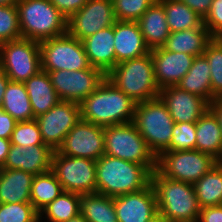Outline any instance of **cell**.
Segmentation results:
<instances>
[{
  "mask_svg": "<svg viewBox=\"0 0 222 222\" xmlns=\"http://www.w3.org/2000/svg\"><path fill=\"white\" fill-rule=\"evenodd\" d=\"M136 102L107 78L80 103L81 119L107 127L133 122Z\"/></svg>",
  "mask_w": 222,
  "mask_h": 222,
  "instance_id": "cell-1",
  "label": "cell"
},
{
  "mask_svg": "<svg viewBox=\"0 0 222 222\" xmlns=\"http://www.w3.org/2000/svg\"><path fill=\"white\" fill-rule=\"evenodd\" d=\"M151 176L145 165L104 154L96 161V193L116 197L138 192L151 184Z\"/></svg>",
  "mask_w": 222,
  "mask_h": 222,
  "instance_id": "cell-2",
  "label": "cell"
},
{
  "mask_svg": "<svg viewBox=\"0 0 222 222\" xmlns=\"http://www.w3.org/2000/svg\"><path fill=\"white\" fill-rule=\"evenodd\" d=\"M158 212L170 222H197L200 212L194 186L163 176L157 169L152 172Z\"/></svg>",
  "mask_w": 222,
  "mask_h": 222,
  "instance_id": "cell-3",
  "label": "cell"
},
{
  "mask_svg": "<svg viewBox=\"0 0 222 222\" xmlns=\"http://www.w3.org/2000/svg\"><path fill=\"white\" fill-rule=\"evenodd\" d=\"M106 78L136 103L159 97L151 50L141 57L117 64Z\"/></svg>",
  "mask_w": 222,
  "mask_h": 222,
  "instance_id": "cell-4",
  "label": "cell"
},
{
  "mask_svg": "<svg viewBox=\"0 0 222 222\" xmlns=\"http://www.w3.org/2000/svg\"><path fill=\"white\" fill-rule=\"evenodd\" d=\"M22 38L42 42L67 33V18L49 0L16 4Z\"/></svg>",
  "mask_w": 222,
  "mask_h": 222,
  "instance_id": "cell-5",
  "label": "cell"
},
{
  "mask_svg": "<svg viewBox=\"0 0 222 222\" xmlns=\"http://www.w3.org/2000/svg\"><path fill=\"white\" fill-rule=\"evenodd\" d=\"M133 123L157 158L169 151L175 122L160 97L137 103Z\"/></svg>",
  "mask_w": 222,
  "mask_h": 222,
  "instance_id": "cell-6",
  "label": "cell"
},
{
  "mask_svg": "<svg viewBox=\"0 0 222 222\" xmlns=\"http://www.w3.org/2000/svg\"><path fill=\"white\" fill-rule=\"evenodd\" d=\"M104 144V154L157 169V157L133 122L104 127Z\"/></svg>",
  "mask_w": 222,
  "mask_h": 222,
  "instance_id": "cell-7",
  "label": "cell"
},
{
  "mask_svg": "<svg viewBox=\"0 0 222 222\" xmlns=\"http://www.w3.org/2000/svg\"><path fill=\"white\" fill-rule=\"evenodd\" d=\"M41 70L79 71L91 67L82 41L68 33L39 43Z\"/></svg>",
  "mask_w": 222,
  "mask_h": 222,
  "instance_id": "cell-8",
  "label": "cell"
},
{
  "mask_svg": "<svg viewBox=\"0 0 222 222\" xmlns=\"http://www.w3.org/2000/svg\"><path fill=\"white\" fill-rule=\"evenodd\" d=\"M218 162L199 150L164 151L157 158V170L165 177L194 185Z\"/></svg>",
  "mask_w": 222,
  "mask_h": 222,
  "instance_id": "cell-9",
  "label": "cell"
},
{
  "mask_svg": "<svg viewBox=\"0 0 222 222\" xmlns=\"http://www.w3.org/2000/svg\"><path fill=\"white\" fill-rule=\"evenodd\" d=\"M0 69L13 82L36 75L41 70L39 42L20 38L0 44Z\"/></svg>",
  "mask_w": 222,
  "mask_h": 222,
  "instance_id": "cell-10",
  "label": "cell"
},
{
  "mask_svg": "<svg viewBox=\"0 0 222 222\" xmlns=\"http://www.w3.org/2000/svg\"><path fill=\"white\" fill-rule=\"evenodd\" d=\"M51 171L63 191L78 194L96 193V160L65 156L56 150Z\"/></svg>",
  "mask_w": 222,
  "mask_h": 222,
  "instance_id": "cell-11",
  "label": "cell"
},
{
  "mask_svg": "<svg viewBox=\"0 0 222 222\" xmlns=\"http://www.w3.org/2000/svg\"><path fill=\"white\" fill-rule=\"evenodd\" d=\"M48 72L54 90L60 101H73L81 103L106 78L99 69L90 67L79 71H46Z\"/></svg>",
  "mask_w": 222,
  "mask_h": 222,
  "instance_id": "cell-12",
  "label": "cell"
},
{
  "mask_svg": "<svg viewBox=\"0 0 222 222\" xmlns=\"http://www.w3.org/2000/svg\"><path fill=\"white\" fill-rule=\"evenodd\" d=\"M80 119V104L73 101H59L45 114L35 118L44 144L54 151L58 150L67 133Z\"/></svg>",
  "mask_w": 222,
  "mask_h": 222,
  "instance_id": "cell-13",
  "label": "cell"
},
{
  "mask_svg": "<svg viewBox=\"0 0 222 222\" xmlns=\"http://www.w3.org/2000/svg\"><path fill=\"white\" fill-rule=\"evenodd\" d=\"M116 21L112 0H88L67 19V33L82 41Z\"/></svg>",
  "mask_w": 222,
  "mask_h": 222,
  "instance_id": "cell-14",
  "label": "cell"
},
{
  "mask_svg": "<svg viewBox=\"0 0 222 222\" xmlns=\"http://www.w3.org/2000/svg\"><path fill=\"white\" fill-rule=\"evenodd\" d=\"M57 151L65 156L97 161L105 151L104 127L80 119Z\"/></svg>",
  "mask_w": 222,
  "mask_h": 222,
  "instance_id": "cell-15",
  "label": "cell"
},
{
  "mask_svg": "<svg viewBox=\"0 0 222 222\" xmlns=\"http://www.w3.org/2000/svg\"><path fill=\"white\" fill-rule=\"evenodd\" d=\"M159 97L175 123L196 122L210 108L206 99L178 86L160 89Z\"/></svg>",
  "mask_w": 222,
  "mask_h": 222,
  "instance_id": "cell-16",
  "label": "cell"
},
{
  "mask_svg": "<svg viewBox=\"0 0 222 222\" xmlns=\"http://www.w3.org/2000/svg\"><path fill=\"white\" fill-rule=\"evenodd\" d=\"M118 222H148L158 213L152 184L141 191L114 197Z\"/></svg>",
  "mask_w": 222,
  "mask_h": 222,
  "instance_id": "cell-17",
  "label": "cell"
},
{
  "mask_svg": "<svg viewBox=\"0 0 222 222\" xmlns=\"http://www.w3.org/2000/svg\"><path fill=\"white\" fill-rule=\"evenodd\" d=\"M54 150L46 145L28 147L11 144L8 155L1 168L18 169L32 175L51 171Z\"/></svg>",
  "mask_w": 222,
  "mask_h": 222,
  "instance_id": "cell-18",
  "label": "cell"
},
{
  "mask_svg": "<svg viewBox=\"0 0 222 222\" xmlns=\"http://www.w3.org/2000/svg\"><path fill=\"white\" fill-rule=\"evenodd\" d=\"M155 80L160 89L176 86L192 66L194 56L172 52L163 47L151 50Z\"/></svg>",
  "mask_w": 222,
  "mask_h": 222,
  "instance_id": "cell-19",
  "label": "cell"
},
{
  "mask_svg": "<svg viewBox=\"0 0 222 222\" xmlns=\"http://www.w3.org/2000/svg\"><path fill=\"white\" fill-rule=\"evenodd\" d=\"M116 65L150 52L137 22L116 21L114 24Z\"/></svg>",
  "mask_w": 222,
  "mask_h": 222,
  "instance_id": "cell-20",
  "label": "cell"
},
{
  "mask_svg": "<svg viewBox=\"0 0 222 222\" xmlns=\"http://www.w3.org/2000/svg\"><path fill=\"white\" fill-rule=\"evenodd\" d=\"M90 65L107 75L116 66L114 26L99 30L82 40Z\"/></svg>",
  "mask_w": 222,
  "mask_h": 222,
  "instance_id": "cell-21",
  "label": "cell"
},
{
  "mask_svg": "<svg viewBox=\"0 0 222 222\" xmlns=\"http://www.w3.org/2000/svg\"><path fill=\"white\" fill-rule=\"evenodd\" d=\"M137 23L150 50L162 47L171 33L164 7L158 0L148 8Z\"/></svg>",
  "mask_w": 222,
  "mask_h": 222,
  "instance_id": "cell-22",
  "label": "cell"
},
{
  "mask_svg": "<svg viewBox=\"0 0 222 222\" xmlns=\"http://www.w3.org/2000/svg\"><path fill=\"white\" fill-rule=\"evenodd\" d=\"M33 177L18 169L0 168V203L30 202Z\"/></svg>",
  "mask_w": 222,
  "mask_h": 222,
  "instance_id": "cell-23",
  "label": "cell"
},
{
  "mask_svg": "<svg viewBox=\"0 0 222 222\" xmlns=\"http://www.w3.org/2000/svg\"><path fill=\"white\" fill-rule=\"evenodd\" d=\"M31 102L34 119L49 111L60 99L52 85L48 72L40 70L24 82Z\"/></svg>",
  "mask_w": 222,
  "mask_h": 222,
  "instance_id": "cell-24",
  "label": "cell"
},
{
  "mask_svg": "<svg viewBox=\"0 0 222 222\" xmlns=\"http://www.w3.org/2000/svg\"><path fill=\"white\" fill-rule=\"evenodd\" d=\"M195 150L211 154L218 161H222L221 127L210 108L196 121Z\"/></svg>",
  "mask_w": 222,
  "mask_h": 222,
  "instance_id": "cell-25",
  "label": "cell"
},
{
  "mask_svg": "<svg viewBox=\"0 0 222 222\" xmlns=\"http://www.w3.org/2000/svg\"><path fill=\"white\" fill-rule=\"evenodd\" d=\"M212 38L213 36L203 24L200 28L170 33L162 47L168 51L186 53L196 57L203 55Z\"/></svg>",
  "mask_w": 222,
  "mask_h": 222,
  "instance_id": "cell-26",
  "label": "cell"
},
{
  "mask_svg": "<svg viewBox=\"0 0 222 222\" xmlns=\"http://www.w3.org/2000/svg\"><path fill=\"white\" fill-rule=\"evenodd\" d=\"M176 86L182 90L203 97L209 103L216 99L212 95L210 66L204 55L194 58L189 71Z\"/></svg>",
  "mask_w": 222,
  "mask_h": 222,
  "instance_id": "cell-27",
  "label": "cell"
},
{
  "mask_svg": "<svg viewBox=\"0 0 222 222\" xmlns=\"http://www.w3.org/2000/svg\"><path fill=\"white\" fill-rule=\"evenodd\" d=\"M193 186L201 208L222 205V161L215 164Z\"/></svg>",
  "mask_w": 222,
  "mask_h": 222,
  "instance_id": "cell-28",
  "label": "cell"
},
{
  "mask_svg": "<svg viewBox=\"0 0 222 222\" xmlns=\"http://www.w3.org/2000/svg\"><path fill=\"white\" fill-rule=\"evenodd\" d=\"M2 109L17 122L34 120V113L24 82L9 81L4 93Z\"/></svg>",
  "mask_w": 222,
  "mask_h": 222,
  "instance_id": "cell-29",
  "label": "cell"
},
{
  "mask_svg": "<svg viewBox=\"0 0 222 222\" xmlns=\"http://www.w3.org/2000/svg\"><path fill=\"white\" fill-rule=\"evenodd\" d=\"M80 213L88 222H118L114 197L100 193L81 194Z\"/></svg>",
  "mask_w": 222,
  "mask_h": 222,
  "instance_id": "cell-30",
  "label": "cell"
},
{
  "mask_svg": "<svg viewBox=\"0 0 222 222\" xmlns=\"http://www.w3.org/2000/svg\"><path fill=\"white\" fill-rule=\"evenodd\" d=\"M164 7L171 33L190 28H200L203 19L180 0H158Z\"/></svg>",
  "mask_w": 222,
  "mask_h": 222,
  "instance_id": "cell-31",
  "label": "cell"
},
{
  "mask_svg": "<svg viewBox=\"0 0 222 222\" xmlns=\"http://www.w3.org/2000/svg\"><path fill=\"white\" fill-rule=\"evenodd\" d=\"M80 199L81 194L68 191L61 192L39 213L40 222L44 218L47 219V222H65L77 216L80 213Z\"/></svg>",
  "mask_w": 222,
  "mask_h": 222,
  "instance_id": "cell-32",
  "label": "cell"
},
{
  "mask_svg": "<svg viewBox=\"0 0 222 222\" xmlns=\"http://www.w3.org/2000/svg\"><path fill=\"white\" fill-rule=\"evenodd\" d=\"M63 192L60 182L52 171L35 175L32 180L30 202L40 213Z\"/></svg>",
  "mask_w": 222,
  "mask_h": 222,
  "instance_id": "cell-33",
  "label": "cell"
},
{
  "mask_svg": "<svg viewBox=\"0 0 222 222\" xmlns=\"http://www.w3.org/2000/svg\"><path fill=\"white\" fill-rule=\"evenodd\" d=\"M203 55L210 66L212 95L222 97V40L213 37L207 44Z\"/></svg>",
  "mask_w": 222,
  "mask_h": 222,
  "instance_id": "cell-34",
  "label": "cell"
},
{
  "mask_svg": "<svg viewBox=\"0 0 222 222\" xmlns=\"http://www.w3.org/2000/svg\"><path fill=\"white\" fill-rule=\"evenodd\" d=\"M0 222H40L31 202L0 203Z\"/></svg>",
  "mask_w": 222,
  "mask_h": 222,
  "instance_id": "cell-35",
  "label": "cell"
},
{
  "mask_svg": "<svg viewBox=\"0 0 222 222\" xmlns=\"http://www.w3.org/2000/svg\"><path fill=\"white\" fill-rule=\"evenodd\" d=\"M156 0H112L117 21L137 22Z\"/></svg>",
  "mask_w": 222,
  "mask_h": 222,
  "instance_id": "cell-36",
  "label": "cell"
},
{
  "mask_svg": "<svg viewBox=\"0 0 222 222\" xmlns=\"http://www.w3.org/2000/svg\"><path fill=\"white\" fill-rule=\"evenodd\" d=\"M196 122L174 123L169 151L195 150Z\"/></svg>",
  "mask_w": 222,
  "mask_h": 222,
  "instance_id": "cell-37",
  "label": "cell"
},
{
  "mask_svg": "<svg viewBox=\"0 0 222 222\" xmlns=\"http://www.w3.org/2000/svg\"><path fill=\"white\" fill-rule=\"evenodd\" d=\"M10 141L13 145L23 147L44 144L41 137L40 127L35 119L31 121L17 122Z\"/></svg>",
  "mask_w": 222,
  "mask_h": 222,
  "instance_id": "cell-38",
  "label": "cell"
},
{
  "mask_svg": "<svg viewBox=\"0 0 222 222\" xmlns=\"http://www.w3.org/2000/svg\"><path fill=\"white\" fill-rule=\"evenodd\" d=\"M22 38L16 5L0 6V44Z\"/></svg>",
  "mask_w": 222,
  "mask_h": 222,
  "instance_id": "cell-39",
  "label": "cell"
},
{
  "mask_svg": "<svg viewBox=\"0 0 222 222\" xmlns=\"http://www.w3.org/2000/svg\"><path fill=\"white\" fill-rule=\"evenodd\" d=\"M203 24L213 37L222 34V0H213Z\"/></svg>",
  "mask_w": 222,
  "mask_h": 222,
  "instance_id": "cell-40",
  "label": "cell"
},
{
  "mask_svg": "<svg viewBox=\"0 0 222 222\" xmlns=\"http://www.w3.org/2000/svg\"><path fill=\"white\" fill-rule=\"evenodd\" d=\"M67 19L79 11L88 0H49Z\"/></svg>",
  "mask_w": 222,
  "mask_h": 222,
  "instance_id": "cell-41",
  "label": "cell"
},
{
  "mask_svg": "<svg viewBox=\"0 0 222 222\" xmlns=\"http://www.w3.org/2000/svg\"><path fill=\"white\" fill-rule=\"evenodd\" d=\"M17 121L2 108H0V138L11 139Z\"/></svg>",
  "mask_w": 222,
  "mask_h": 222,
  "instance_id": "cell-42",
  "label": "cell"
},
{
  "mask_svg": "<svg viewBox=\"0 0 222 222\" xmlns=\"http://www.w3.org/2000/svg\"><path fill=\"white\" fill-rule=\"evenodd\" d=\"M197 222H222V205L201 208Z\"/></svg>",
  "mask_w": 222,
  "mask_h": 222,
  "instance_id": "cell-43",
  "label": "cell"
},
{
  "mask_svg": "<svg viewBox=\"0 0 222 222\" xmlns=\"http://www.w3.org/2000/svg\"><path fill=\"white\" fill-rule=\"evenodd\" d=\"M186 4L195 13H197L202 19H204L211 7L213 0H180Z\"/></svg>",
  "mask_w": 222,
  "mask_h": 222,
  "instance_id": "cell-44",
  "label": "cell"
},
{
  "mask_svg": "<svg viewBox=\"0 0 222 222\" xmlns=\"http://www.w3.org/2000/svg\"><path fill=\"white\" fill-rule=\"evenodd\" d=\"M10 146V139L0 138V168L4 165Z\"/></svg>",
  "mask_w": 222,
  "mask_h": 222,
  "instance_id": "cell-45",
  "label": "cell"
},
{
  "mask_svg": "<svg viewBox=\"0 0 222 222\" xmlns=\"http://www.w3.org/2000/svg\"><path fill=\"white\" fill-rule=\"evenodd\" d=\"M210 109L217 116L220 123V127H221V133H222V97L214 99L210 103Z\"/></svg>",
  "mask_w": 222,
  "mask_h": 222,
  "instance_id": "cell-46",
  "label": "cell"
},
{
  "mask_svg": "<svg viewBox=\"0 0 222 222\" xmlns=\"http://www.w3.org/2000/svg\"><path fill=\"white\" fill-rule=\"evenodd\" d=\"M9 81L10 79L8 78L6 73L0 69V108H2L4 93Z\"/></svg>",
  "mask_w": 222,
  "mask_h": 222,
  "instance_id": "cell-47",
  "label": "cell"
},
{
  "mask_svg": "<svg viewBox=\"0 0 222 222\" xmlns=\"http://www.w3.org/2000/svg\"><path fill=\"white\" fill-rule=\"evenodd\" d=\"M148 222H170L165 216L161 213L154 215Z\"/></svg>",
  "mask_w": 222,
  "mask_h": 222,
  "instance_id": "cell-48",
  "label": "cell"
},
{
  "mask_svg": "<svg viewBox=\"0 0 222 222\" xmlns=\"http://www.w3.org/2000/svg\"><path fill=\"white\" fill-rule=\"evenodd\" d=\"M65 222H88V221L84 218V216L81 213H79L77 216Z\"/></svg>",
  "mask_w": 222,
  "mask_h": 222,
  "instance_id": "cell-49",
  "label": "cell"
},
{
  "mask_svg": "<svg viewBox=\"0 0 222 222\" xmlns=\"http://www.w3.org/2000/svg\"><path fill=\"white\" fill-rule=\"evenodd\" d=\"M19 0H0V6H13L18 3Z\"/></svg>",
  "mask_w": 222,
  "mask_h": 222,
  "instance_id": "cell-50",
  "label": "cell"
},
{
  "mask_svg": "<svg viewBox=\"0 0 222 222\" xmlns=\"http://www.w3.org/2000/svg\"><path fill=\"white\" fill-rule=\"evenodd\" d=\"M218 38H220V39L222 40V34H220V35L218 36Z\"/></svg>",
  "mask_w": 222,
  "mask_h": 222,
  "instance_id": "cell-51",
  "label": "cell"
}]
</instances>
